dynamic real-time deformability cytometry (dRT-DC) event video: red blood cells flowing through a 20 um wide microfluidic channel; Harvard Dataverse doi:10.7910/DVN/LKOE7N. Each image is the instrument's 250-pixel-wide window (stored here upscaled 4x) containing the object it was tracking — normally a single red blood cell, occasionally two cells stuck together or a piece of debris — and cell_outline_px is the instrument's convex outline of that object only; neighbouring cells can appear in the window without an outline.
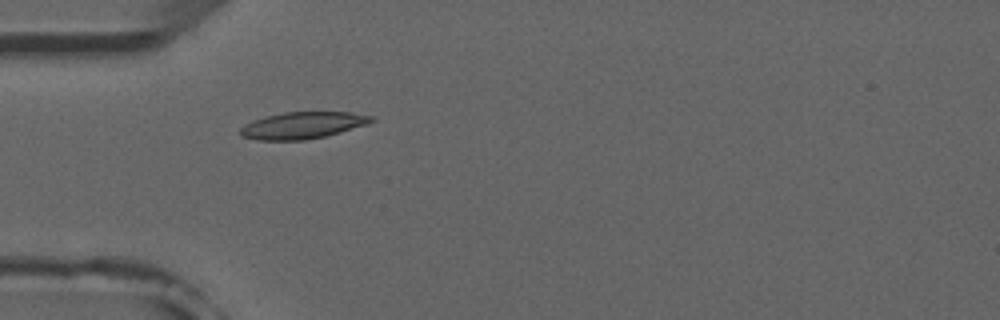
{"species": "common noctule bat (a hibernating species)", "species_latin": "Nyctalus noctula", "temperature_condition": "room temperature", "stored_images_in_passage": 2, "camera_frame_rate_fps": 3000, "um_per_image_px": 0.085, "animal": {"sex": "male", "forearm_length_mm": 52.5}, "frame": {"image": 1, "passage_image": 2, "time_ms": 1.0, "image_size_px": [1000, 320], "cell_outline_px": [[376, 120], [368, 124], [340, 132], [324, 136], [304, 140], [256, 140], [240, 136], [240, 128], [244, 124], [252, 120], [264, 116], [284, 112], [352, 112], [376, 116]], "centroid_in_image_um": [25.73, 10.64], "position_along_channel_um": 59.3, "area_um2": 20.69}}